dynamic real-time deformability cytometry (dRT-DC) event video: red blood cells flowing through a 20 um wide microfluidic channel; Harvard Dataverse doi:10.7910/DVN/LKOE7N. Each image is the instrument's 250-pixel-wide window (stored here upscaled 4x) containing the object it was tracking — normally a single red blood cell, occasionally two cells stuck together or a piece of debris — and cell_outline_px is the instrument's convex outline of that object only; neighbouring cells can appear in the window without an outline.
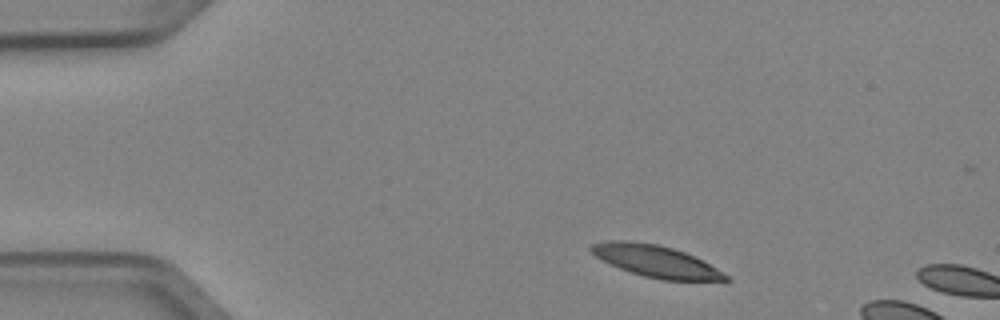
{"species": "Egyptian fruit bat (a non-hibernating species)", "species_latin": "Rousettus aegyptiacus", "temperature_condition": "cold", "stored_images_in_passage": 2, "camera_frame_rate_fps": 3000, "um_per_image_px": 0.085, "animal": {"sex": "female"}, "frame": {"image": 1, "passage_image": 1, "time_ms": 0.0, "image_size_px": [1000, 320], "cell_outline_px": [[732, 280], [728, 284], [660, 280], [644, 276], [620, 268], [596, 256], [588, 248], [592, 244], [608, 240], [624, 240], [656, 244], [672, 248], [684, 252], [716, 268], [728, 276]], "centroid_in_image_um": [55.9, 22.27], "position_along_channel_um": 29.1, "area_um2": 25.37}}